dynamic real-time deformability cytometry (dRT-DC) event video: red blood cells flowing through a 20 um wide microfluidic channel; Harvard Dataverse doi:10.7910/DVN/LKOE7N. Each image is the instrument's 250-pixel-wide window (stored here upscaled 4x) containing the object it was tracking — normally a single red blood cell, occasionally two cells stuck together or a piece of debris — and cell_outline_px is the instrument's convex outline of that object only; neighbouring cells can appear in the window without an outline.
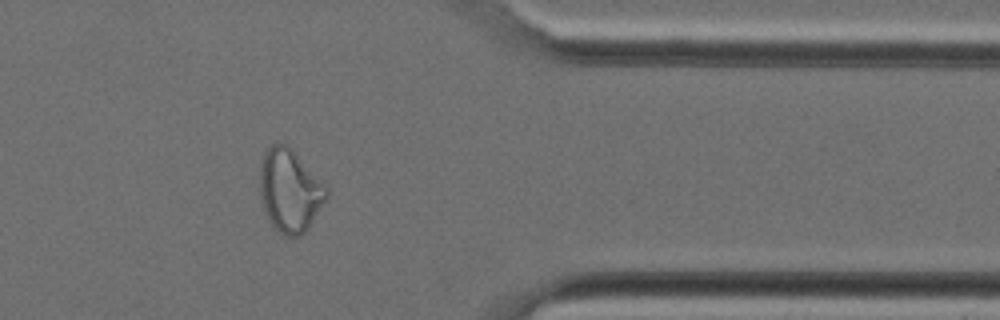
{"species": "Egyptian fruit bat (a non-hibernating species)", "species_latin": "Rousettus aegyptiacus", "temperature_condition": "cold", "stored_images_in_passage": 36, "camera_frame_rate_fps": 3000, "um_per_image_px": 0.085, "animal": {"sex": "female"}, "frame": {"image": 1, "passage_image": 31, "time_ms": 10.0, "image_size_px": [1000, 320], "cell_outline_px": [[328, 196], [308, 228], [300, 236], [284, 236], [268, 220], [264, 212], [260, 200], [260, 164], [264, 152], [272, 144], [284, 144], [292, 148], [328, 188]], "centroid_in_image_um": [24.62, 16.2], "position_along_channel_um": 386.8, "area_um2": 32.14}}